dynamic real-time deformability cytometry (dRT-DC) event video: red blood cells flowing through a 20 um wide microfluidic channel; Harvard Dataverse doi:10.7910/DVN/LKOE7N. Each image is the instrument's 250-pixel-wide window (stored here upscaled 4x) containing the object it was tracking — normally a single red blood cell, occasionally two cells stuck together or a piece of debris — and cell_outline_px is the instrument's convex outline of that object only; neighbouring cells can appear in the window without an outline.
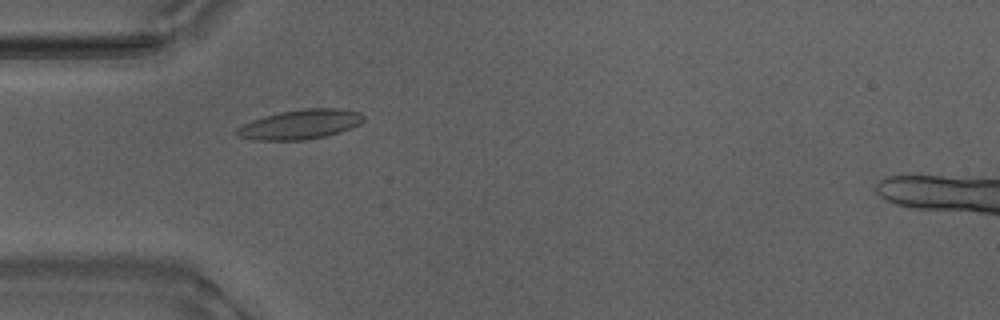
{"species": "Egyptian fruit bat (a non-hibernating species)", "species_latin": "Rousettus aegyptiacus", "temperature_condition": "warm", "stored_images_in_passage": 45, "camera_frame_rate_fps": 3000, "um_per_image_px": 0.085, "animal": {"sex": "male"}, "frame": {"image": 1, "passage_image": 8, "time_ms": 2.333, "image_size_px": [1000, 320], "cell_outline_px": [[364, 120], [360, 124], [340, 132], [324, 136], [304, 140], [252, 140], [236, 136], [236, 128], [252, 120], [264, 116], [280, 112], [304, 108], [340, 108], [360, 112], [364, 116]], "centroid_in_image_um": [25.52, 10.57], "position_along_channel_um": 59.5, "area_um2": 21.91}}
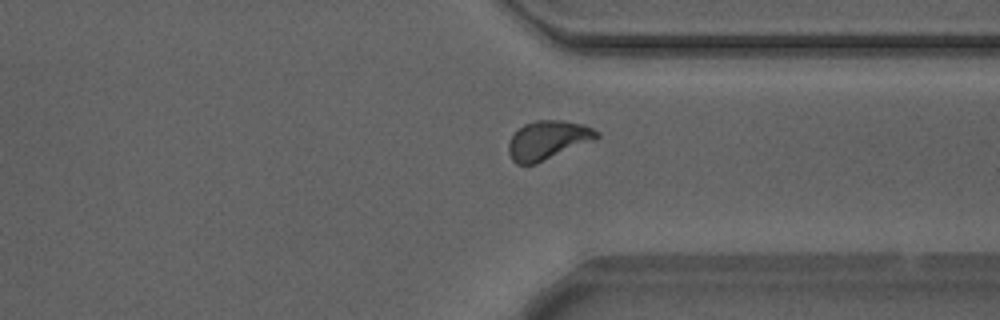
{"frame": {"image": 2, "passage_image": 32, "time_ms": 10.333, "image_size_px": [1000, 320], "cell_outline_px": [[600, 136], [596, 140], [536, 164], [516, 164], [512, 160], [508, 152], [508, 144], [512, 136], [524, 124], [536, 120], [564, 120], [584, 124], [600, 132]], "centroid_in_image_um": [46.6, 11.91], "position_along_channel_um": 364.8, "area_um2": 20.17}}
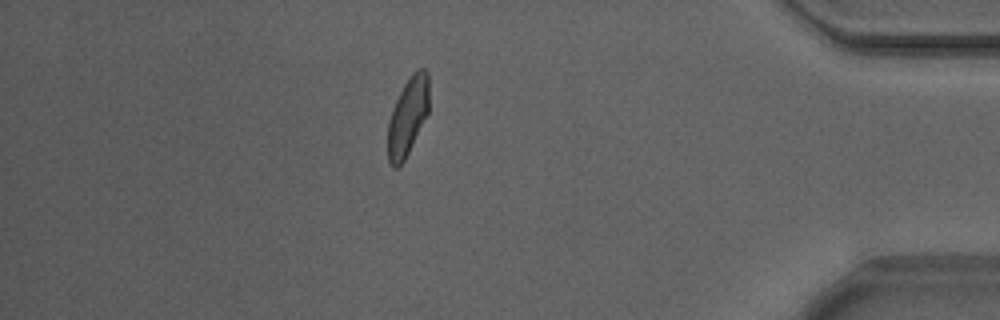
{"frame": {"image": 3, "passage_image": 38, "time_ms": 12.333, "image_size_px": [1000, 320], "cell_outline_px": [[428, 112], [404, 160], [396, 168], [392, 168], [388, 160], [388, 120], [392, 108], [404, 84], [412, 72], [416, 68], [424, 68], [428, 72]], "centroid_in_image_um": [34.64, 9.86], "position_along_channel_um": 400.6, "area_um2": 18.55}, "authors_computed_cell_mechanics": {"area_um2": 19.363, "velocity_mm_per_s": 3.856, "shape_relaxation_time_tau1_ms": 4.0212, "shape_relaxation_time_tau2_ms": 1.4135, "deformation_change_tau1": 0.1498, "deformation_change_tau2": 0.0591}}